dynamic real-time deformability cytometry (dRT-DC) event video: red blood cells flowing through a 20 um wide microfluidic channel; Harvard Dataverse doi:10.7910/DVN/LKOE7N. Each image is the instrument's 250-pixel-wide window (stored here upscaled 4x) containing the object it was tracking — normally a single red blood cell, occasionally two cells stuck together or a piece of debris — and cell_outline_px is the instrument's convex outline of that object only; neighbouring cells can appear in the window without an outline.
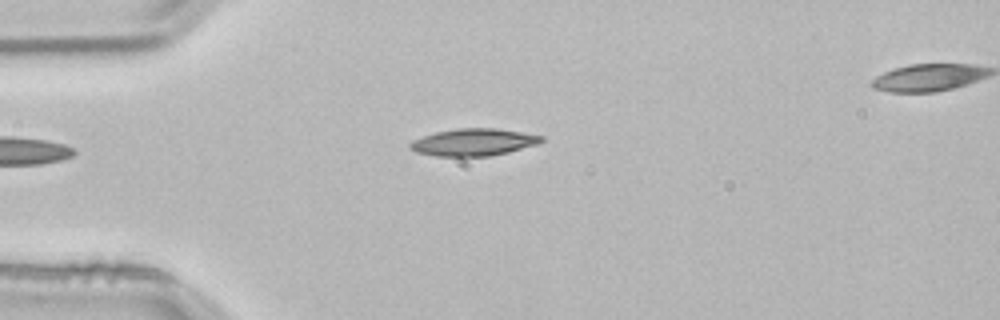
{"species": "common noctule bat (a hibernating species)", "species_latin": "Nyctalus noctula", "temperature_condition": "room temperature", "stored_images_in_passage": 4, "segment_of_instrument_passage": [1, 2], "camera_frame_rate_fps": 3000, "um_per_image_px": 0.085, "animal": {"sex": "male", "body_mass_g": 21.5, "forearm_length_mm": 52.0}, "frame": {"image": 1, "passage_image": 3, "time_ms": 0.667, "image_size_px": [1000, 320], "cell_outline_px": [[544, 140], [540, 144], [508, 152], [488, 156], [436, 156], [416, 152], [408, 148], [408, 144], [412, 140], [436, 132], [456, 128], [496, 128], [544, 136]], "centroid_in_image_um": [40.25, 12.09], "position_along_channel_um": 44.7, "area_um2": 20.87}}